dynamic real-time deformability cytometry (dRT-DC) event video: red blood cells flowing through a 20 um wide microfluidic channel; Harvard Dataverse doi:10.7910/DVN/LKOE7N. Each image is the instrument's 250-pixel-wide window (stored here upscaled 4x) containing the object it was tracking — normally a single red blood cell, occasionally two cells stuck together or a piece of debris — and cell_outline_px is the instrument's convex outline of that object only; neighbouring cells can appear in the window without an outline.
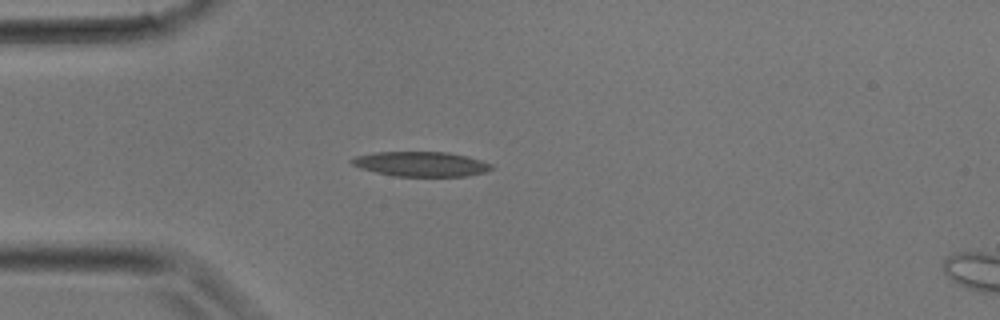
{"species": "common noctule bat (a hibernating species)", "species_latin": "Nyctalus noctula", "temperature_condition": "room temperature", "stored_images_in_passage": 5, "camera_frame_rate_fps": 3000, "um_per_image_px": 0.085, "animal": {"sex": "male", "body_mass_g": 17.9}, "frame": {"image": 1, "passage_image": 2, "time_ms": 0.333, "image_size_px": [1000, 320], "cell_outline_px": [[492, 168], [484, 172], [468, 176], [392, 176], [360, 168], [352, 164], [348, 160], [356, 156], [376, 152], [448, 152], [468, 156], [492, 164]], "centroid_in_image_um": [35.77, 13.94], "position_along_channel_um": 49.2, "area_um2": 20.17}}
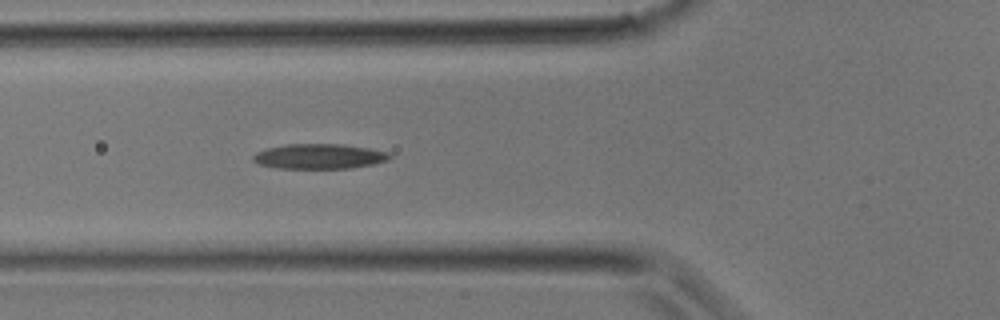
{"frame": {"image": 2, "passage_image": 5, "time_ms": 1.333, "image_size_px": [1000, 320], "cell_outline_px": [[392, 156], [388, 160], [372, 164], [352, 168], [276, 168], [260, 164], [252, 160], [252, 156], [256, 152], [268, 148], [284, 144], [344, 144], [368, 148], [388, 152]], "centroid_in_image_um": [27.13, 13.28], "position_along_channel_um": 98.7, "area_um2": 19.88}}